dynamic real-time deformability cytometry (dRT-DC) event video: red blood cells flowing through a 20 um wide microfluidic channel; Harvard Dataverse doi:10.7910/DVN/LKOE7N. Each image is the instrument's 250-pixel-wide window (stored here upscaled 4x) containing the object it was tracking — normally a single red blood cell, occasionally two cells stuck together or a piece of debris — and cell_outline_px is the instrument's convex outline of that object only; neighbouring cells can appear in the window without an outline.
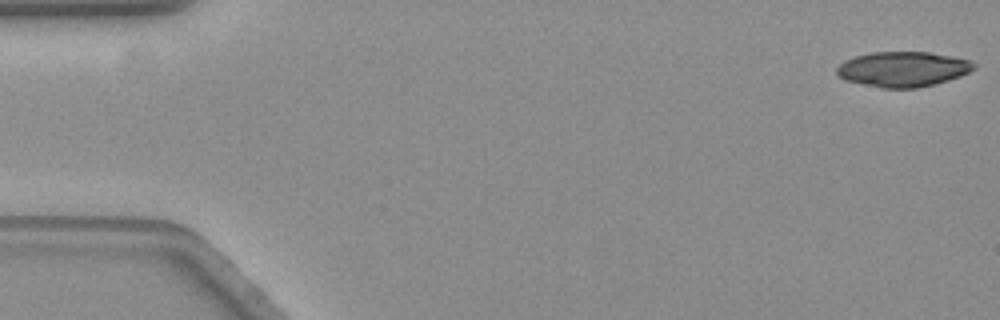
{"species": "common noctule bat (a hibernating species)", "species_latin": "Nyctalus noctula", "temperature_condition": "warm", "stored_images_in_passage": 57, "camera_frame_rate_fps": 3000, "um_per_image_px": 0.085, "animal": {"sex": "female", "body_mass_g": 19.3, "forearm_length_mm": 54.1}, "frame": {"image": 1, "passage_image": 1, "time_ms": 0.0, "image_size_px": [1000, 320], "cell_outline_px": [[976, 68], [960, 76], [936, 84], [916, 88], [884, 88], [844, 80], [836, 72], [836, 68], [844, 60], [856, 56], [872, 52], [928, 52], [952, 56], [968, 60], [976, 64]], "centroid_in_image_um": [76.75, 5.88], "position_along_channel_um": 8.2, "area_um2": 27.98}}
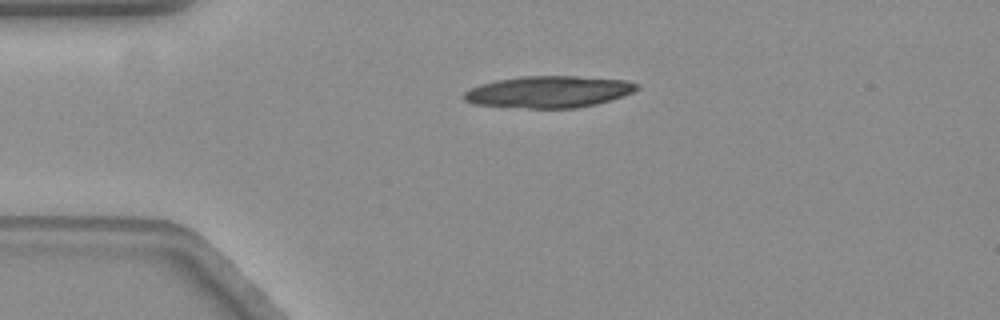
{"frame": {"image": 2, "passage_image": 13, "time_ms": 4.0, "image_size_px": [1000, 320], "cell_outline_px": [[640, 88], [624, 96], [596, 104], [576, 108], [528, 108], [472, 104], [464, 100], [460, 96], [468, 88], [480, 84], [496, 80], [520, 76], [576, 76], [624, 80], [640, 84]], "centroid_in_image_um": [46.6, 7.8], "position_along_channel_um": 38.4, "area_um2": 32.19}, "authors_computed_cell_mechanics": {"area_um2": 28.4376, "velocity_mm_per_s": 3.5336, "shape_relaxation_time_tau1_ms": 0.3801, "shape_relaxation_time_tau2_ms": 3.7771, "deformation_change_tau1": 0.2565, "deformation_change_tau2": 0.118}}